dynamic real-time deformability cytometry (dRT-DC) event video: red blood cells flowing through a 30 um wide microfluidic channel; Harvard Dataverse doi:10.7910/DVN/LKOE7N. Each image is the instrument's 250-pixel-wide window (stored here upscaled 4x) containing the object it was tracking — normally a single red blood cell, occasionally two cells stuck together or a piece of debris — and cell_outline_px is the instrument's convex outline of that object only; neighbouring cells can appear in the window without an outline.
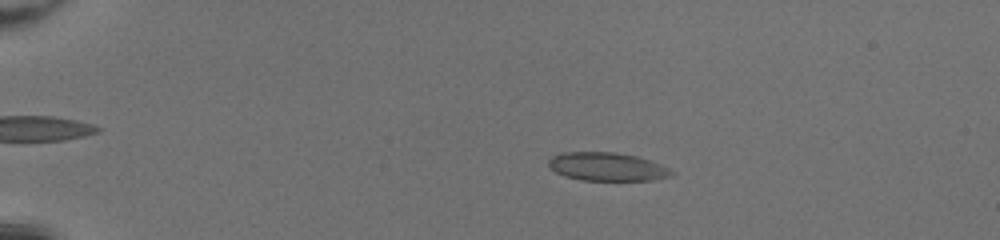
{"species": "common noctule bat (a hibernating species)", "species_latin": "Nyctalus noctula", "temperature_condition": "room temperature", "stored_images_in_passage": 51, "camera_frame_rate_fps": 3000, "um_per_image_px": 0.085, "animal": {"sex": "female", "body_mass_g": 20.0, "forearm_length_mm": 54.0}, "frame": {"image": 1, "passage_image": 12, "time_ms": 3.667, "image_size_px": [1000, 240], "cell_outline_px": [[676, 172], [672, 176], [652, 180], [580, 180], [564, 176], [556, 172], [548, 164], [548, 160], [552, 156], [564, 152], [616, 152], [636, 156], [660, 164]], "centroid_in_image_um": [51.61, 14.17], "position_along_channel_um": 33.4, "area_um2": 20.29}}
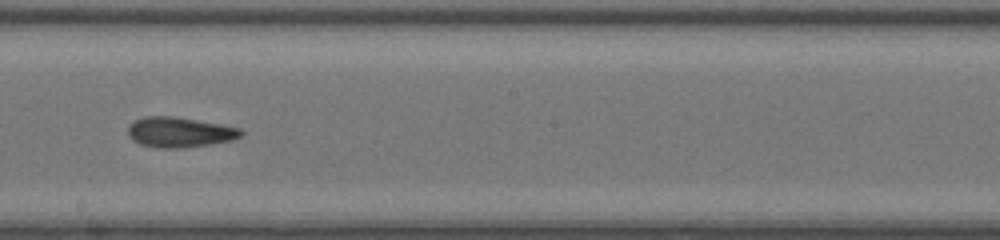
{"frame": {"image": 2, "passage_image": 32, "time_ms": 10.333, "image_size_px": [1000, 240], "cell_outline_px": [[244, 132], [240, 136], [232, 140], [208, 144], [180, 148], [160, 148], [140, 144], [132, 140], [128, 136], [128, 124], [132, 120], [144, 116], [172, 116], [220, 124], [240, 128]], "centroid_in_image_um": [15.2, 11.23], "position_along_channel_um": 233.0, "area_um2": 19.88}}
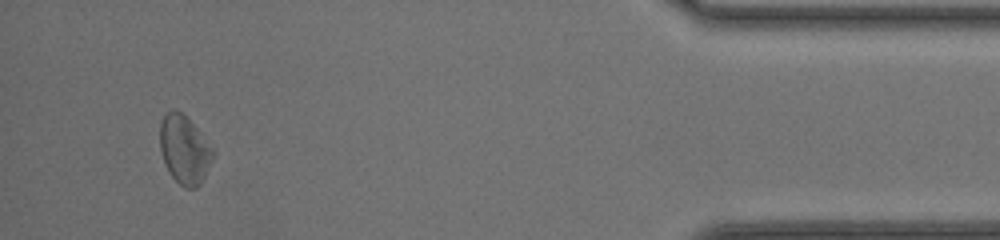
{"frame": {"image": 3, "passage_image": 49, "time_ms": 16.0, "image_size_px": [1000, 240], "cell_outline_px": [[216, 156], [200, 184], [196, 188], [184, 188], [172, 176], [164, 160], [160, 148], [160, 124], [164, 116], [168, 112], [180, 112], [196, 128], [216, 152]], "centroid_in_image_um": [15.71, 12.77], "position_along_channel_um": 419.5, "area_um2": 20.69}, "authors_computed_cell_mechanics": {"area_um2": 20.3456, "velocity_mm_per_s": 4.2664, "shape_relaxation_time_tau1_ms": 8.4162, "shape_relaxation_time_tau2_ms": 3.543, "deformation_change_tau1": 0.1433, "deformation_change_tau2": 0.0933}}